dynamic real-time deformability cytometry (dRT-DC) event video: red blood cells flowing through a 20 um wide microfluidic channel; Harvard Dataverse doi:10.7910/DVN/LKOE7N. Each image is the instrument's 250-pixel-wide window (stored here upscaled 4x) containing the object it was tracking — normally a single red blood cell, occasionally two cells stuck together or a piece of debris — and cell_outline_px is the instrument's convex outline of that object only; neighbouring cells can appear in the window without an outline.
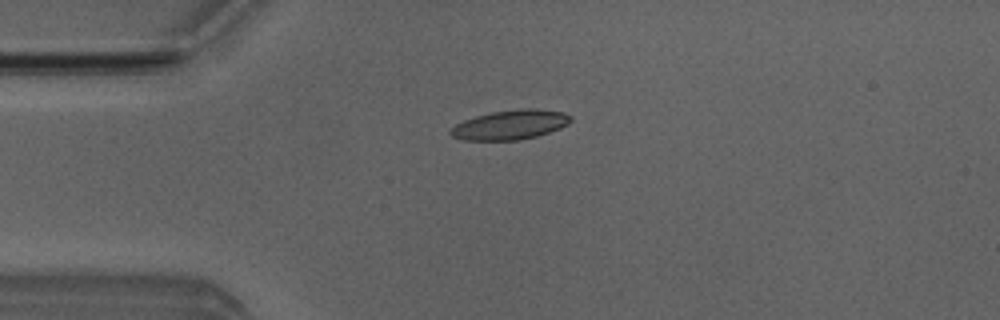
{"species": "Egyptian fruit bat (a non-hibernating species)", "species_latin": "Rousettus aegyptiacus", "temperature_condition": "room temperature", "stored_images_in_passage": 5, "camera_frame_rate_fps": 3000, "um_per_image_px": 0.085, "animal": {"sex": "male"}, "frame": {"image": 1, "passage_image": 5, "time_ms": 5.333, "image_size_px": [1000, 320], "cell_outline_px": [[572, 120], [568, 124], [560, 128], [536, 136], [520, 140], [464, 140], [452, 136], [448, 132], [456, 124], [464, 120], [476, 116], [492, 112], [520, 108], [536, 108], [564, 112], [572, 116]], "centroid_in_image_um": [43.4, 10.6], "position_along_channel_um": 41.6, "area_um2": 20.69}}